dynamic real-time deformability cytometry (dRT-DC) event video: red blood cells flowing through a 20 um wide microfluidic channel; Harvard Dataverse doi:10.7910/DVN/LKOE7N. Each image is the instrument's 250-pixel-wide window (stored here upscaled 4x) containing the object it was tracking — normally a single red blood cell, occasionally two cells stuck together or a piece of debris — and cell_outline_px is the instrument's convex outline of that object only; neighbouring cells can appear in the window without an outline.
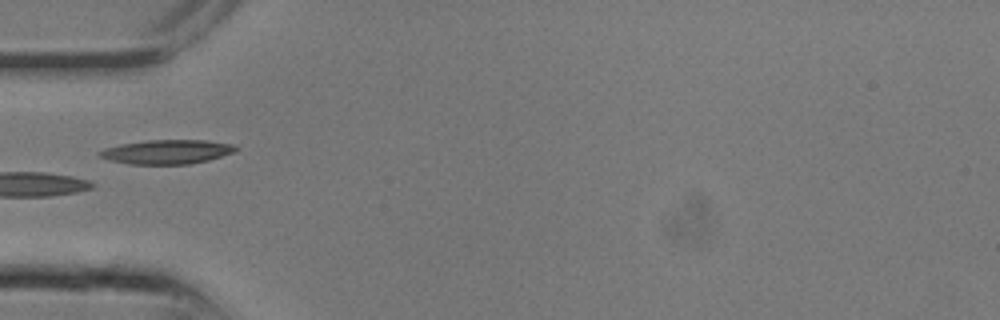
{"species": "common noctule bat (a hibernating species)", "species_latin": "Nyctalus noctula", "temperature_condition": "room temperature", "stored_images_in_passage": 18, "camera_frame_rate_fps": 3000, "um_per_image_px": 0.085, "animal": {"sex": "male", "body_mass_g": 13.3}, "frame": {"image": 1, "passage_image": 1, "time_ms": 0.0, "image_size_px": [1000, 320], "cell_outline_px": [[240, 148], [236, 152], [208, 160], [188, 164], [128, 164], [112, 160], [100, 156], [96, 152], [104, 148], [120, 144], [148, 140], [208, 140], [232, 144]], "centroid_in_image_um": [14.22, 12.9], "position_along_channel_um": 70.8, "area_um2": 19.25}}